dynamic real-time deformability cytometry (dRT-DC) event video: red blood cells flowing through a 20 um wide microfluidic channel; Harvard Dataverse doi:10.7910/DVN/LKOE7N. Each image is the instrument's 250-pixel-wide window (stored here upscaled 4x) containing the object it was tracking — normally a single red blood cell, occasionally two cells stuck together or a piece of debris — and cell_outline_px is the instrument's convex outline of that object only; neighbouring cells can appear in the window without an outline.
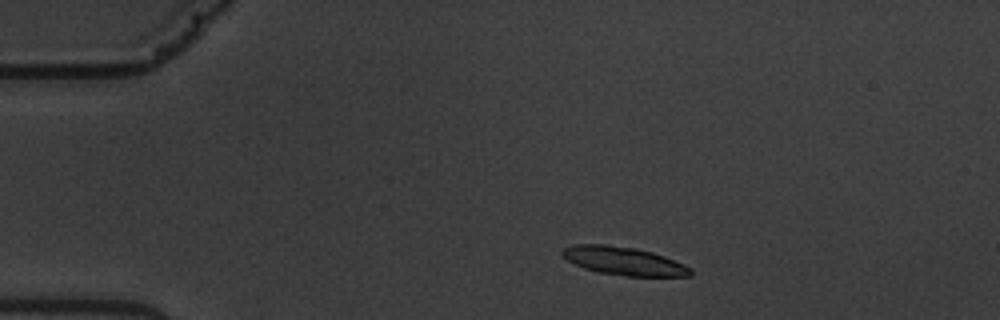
{"species": "common noctule bat (a hibernating species)", "species_latin": "Nyctalus noctula", "temperature_condition": "warm", "stored_images_in_passage": 4, "camera_frame_rate_fps": 3000, "um_per_image_px": 0.085, "animal": {"sex": "male", "body_mass_g": 19.5, "forearm_length_mm": 54.6}, "frame": {"image": 1, "passage_image": 1, "time_ms": 0.0, "image_size_px": [1000, 320], "cell_outline_px": [[692, 276], [624, 276], [596, 272], [584, 268], [568, 260], [560, 252], [564, 248], [576, 244], [608, 244], [636, 248], [652, 252], [664, 256], [684, 264], [692, 268]], "centroid_in_image_um": [53.04, 22.18], "position_along_channel_um": 32.0, "area_um2": 21.15}}
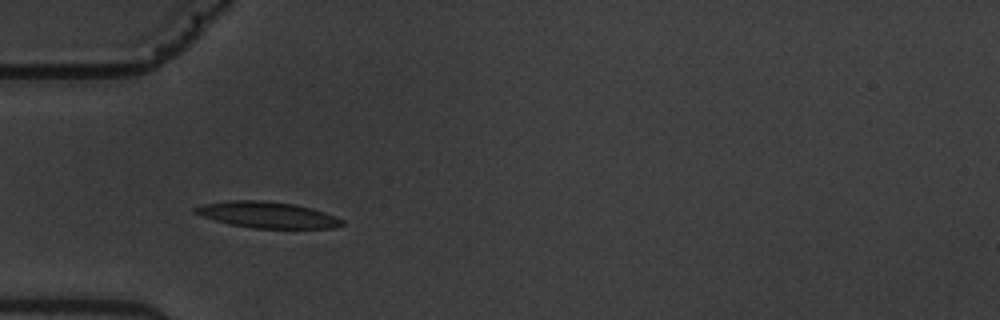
{"frame": {"image": 2, "passage_image": 3, "time_ms": 2.333, "image_size_px": [1000, 320], "cell_outline_px": [[344, 224], [332, 228], [252, 228], [232, 224], [216, 220], [192, 212], [192, 208], [204, 204], [228, 200], [256, 200], [296, 204], [312, 208], [336, 216], [344, 220]], "centroid_in_image_um": [22.74, 18.25], "position_along_channel_um": 62.3, "area_um2": 22.25}}
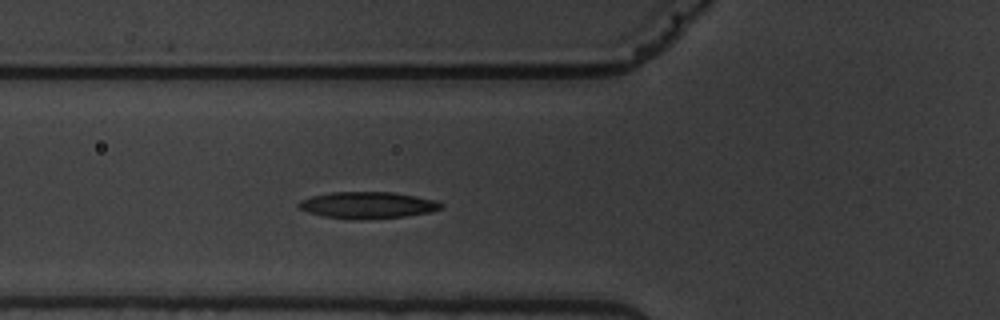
{"frame": {"image": 3, "passage_image": 4, "time_ms": 3.333, "image_size_px": [1000, 320], "cell_outline_px": [[444, 208], [432, 212], [404, 216], [360, 220], [352, 220], [324, 216], [308, 212], [300, 208], [296, 204], [300, 200], [312, 196], [332, 192], [392, 192], [416, 196], [436, 200], [444, 204]], "centroid_in_image_um": [31.28, 17.44], "position_along_channel_um": 94.5, "area_um2": 22.25}}